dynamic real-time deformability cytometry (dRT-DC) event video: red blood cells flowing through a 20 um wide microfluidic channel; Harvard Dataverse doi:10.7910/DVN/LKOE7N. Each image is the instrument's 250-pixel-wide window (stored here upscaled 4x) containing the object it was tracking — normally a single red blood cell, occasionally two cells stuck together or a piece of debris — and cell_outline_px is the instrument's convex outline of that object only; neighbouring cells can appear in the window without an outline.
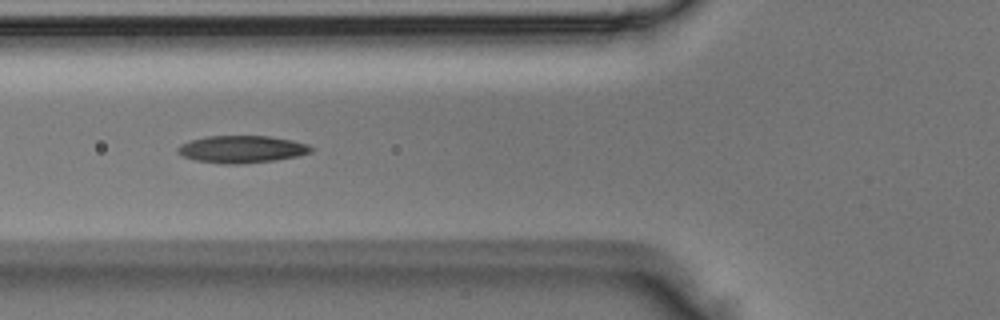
{"species": "Egyptian fruit bat (a non-hibernating species)", "species_latin": "Rousettus aegyptiacus", "temperature_condition": "room temperature", "stored_images_in_passage": 5, "camera_frame_rate_fps": 3000, "um_per_image_px": 0.085, "animal": {"sex": "male"}, "frame": {"image": 1, "passage_image": 4, "time_ms": 1.0, "image_size_px": [1000, 320], "cell_outline_px": [[312, 152], [296, 156], [272, 160], [236, 164], [224, 164], [196, 160], [184, 156], [176, 152], [176, 148], [180, 144], [188, 140], [204, 136], [268, 136], [292, 140], [308, 144], [312, 148]], "centroid_in_image_um": [20.5, 12.67], "position_along_channel_um": 105.3, "area_um2": 21.1}}
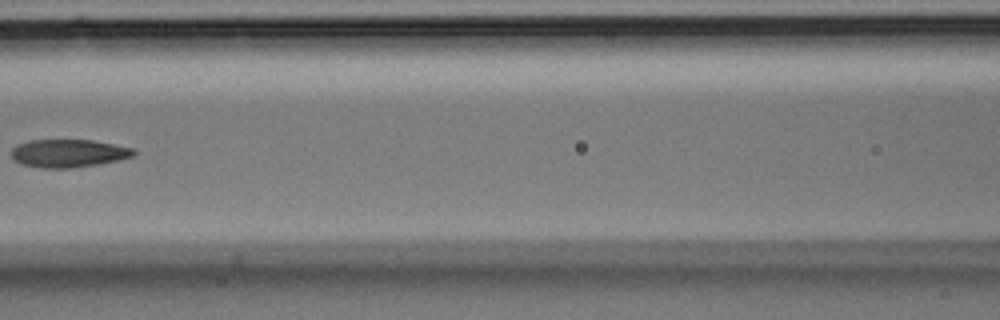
{"frame": {"image": 2, "passage_image": 5, "time_ms": 1.333, "image_size_px": [1000, 320], "cell_outline_px": [[136, 152], [132, 156], [120, 160], [72, 168], [40, 168], [20, 164], [12, 160], [12, 148], [16, 144], [28, 140], [92, 140], [132, 148]], "centroid_in_image_um": [5.75, 13.03], "position_along_channel_um": 160.8, "area_um2": 20.0}}